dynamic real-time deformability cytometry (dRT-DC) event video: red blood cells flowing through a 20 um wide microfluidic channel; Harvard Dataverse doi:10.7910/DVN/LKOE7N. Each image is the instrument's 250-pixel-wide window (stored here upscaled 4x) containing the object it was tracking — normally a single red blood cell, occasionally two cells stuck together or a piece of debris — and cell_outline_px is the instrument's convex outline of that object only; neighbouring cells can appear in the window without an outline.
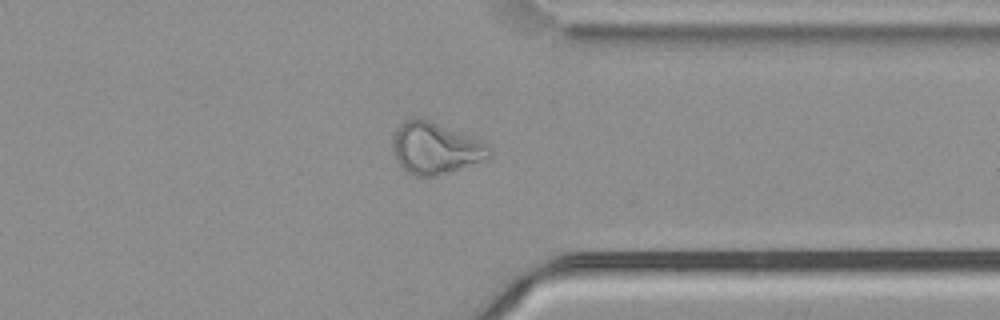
{"species": "common noctule bat (a hibernating species)", "species_latin": "Nyctalus noctula", "temperature_condition": "cold", "stored_images_in_passage": 55, "camera_frame_rate_fps": 3000, "um_per_image_px": 0.085, "animal": {"sex": "male", "body_mass_g": 21.5, "forearm_length_mm": 52.0}, "frame": {"image": 1, "passage_image": 43, "time_ms": 14.0, "image_size_px": [1000, 320], "cell_outline_px": [[492, 152], [488, 156], [480, 160], [436, 176], [416, 176], [408, 172], [396, 160], [392, 144], [396, 128], [404, 120], [412, 116], [416, 116], [428, 120], [488, 144]], "centroid_in_image_um": [36.93, 12.57], "position_along_channel_um": 374.5, "area_um2": 28.26}}
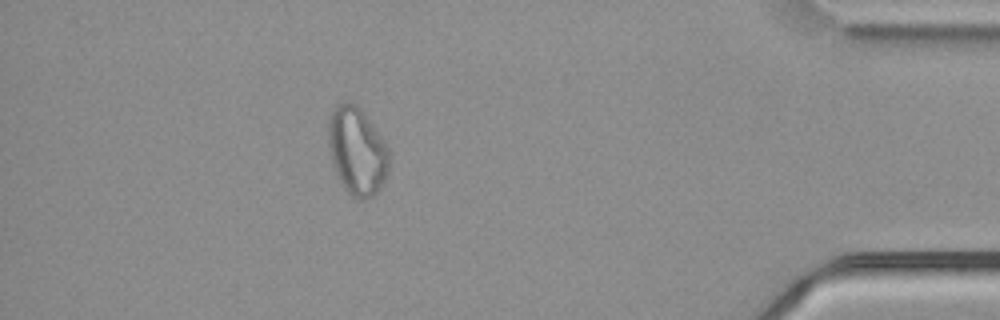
{"frame": {"image": 2, "passage_image": 49, "time_ms": 16.0, "image_size_px": [1000, 320], "cell_outline_px": [[388, 172], [380, 188], [372, 196], [364, 200], [356, 200], [344, 188], [332, 164], [328, 144], [328, 120], [336, 104], [344, 100], [348, 100], [356, 104], [364, 112], [384, 140], [388, 148]], "centroid_in_image_um": [30.33, 12.81], "position_along_channel_um": 404.9, "area_um2": 31.27}}